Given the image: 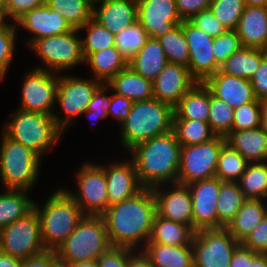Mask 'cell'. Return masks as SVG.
I'll return each mask as SVG.
<instances>
[{"label": "cell", "mask_w": 267, "mask_h": 267, "mask_svg": "<svg viewBox=\"0 0 267 267\" xmlns=\"http://www.w3.org/2000/svg\"><path fill=\"white\" fill-rule=\"evenodd\" d=\"M156 214V199L151 188H143L132 198L109 206L102 216L111 245L143 250L150 239Z\"/></svg>", "instance_id": "6da1fadb"}, {"label": "cell", "mask_w": 267, "mask_h": 267, "mask_svg": "<svg viewBox=\"0 0 267 267\" xmlns=\"http://www.w3.org/2000/svg\"><path fill=\"white\" fill-rule=\"evenodd\" d=\"M129 151L143 188L177 183L181 145L173 131L138 143Z\"/></svg>", "instance_id": "7a4b0ae2"}, {"label": "cell", "mask_w": 267, "mask_h": 267, "mask_svg": "<svg viewBox=\"0 0 267 267\" xmlns=\"http://www.w3.org/2000/svg\"><path fill=\"white\" fill-rule=\"evenodd\" d=\"M44 205L34 203L46 251H57L85 216L80 206L63 188L53 192Z\"/></svg>", "instance_id": "3957f363"}, {"label": "cell", "mask_w": 267, "mask_h": 267, "mask_svg": "<svg viewBox=\"0 0 267 267\" xmlns=\"http://www.w3.org/2000/svg\"><path fill=\"white\" fill-rule=\"evenodd\" d=\"M174 107L156 98L133 103L128 117L120 124L121 145L129 150L143 141L172 131Z\"/></svg>", "instance_id": "277c9868"}, {"label": "cell", "mask_w": 267, "mask_h": 267, "mask_svg": "<svg viewBox=\"0 0 267 267\" xmlns=\"http://www.w3.org/2000/svg\"><path fill=\"white\" fill-rule=\"evenodd\" d=\"M2 131L12 140L30 148L41 158L55 148L64 132L58 127L53 115L16 109L9 115Z\"/></svg>", "instance_id": "5b68a950"}, {"label": "cell", "mask_w": 267, "mask_h": 267, "mask_svg": "<svg viewBox=\"0 0 267 267\" xmlns=\"http://www.w3.org/2000/svg\"><path fill=\"white\" fill-rule=\"evenodd\" d=\"M111 246L103 216L85 215L57 249L56 256L65 264L97 260Z\"/></svg>", "instance_id": "8992f818"}, {"label": "cell", "mask_w": 267, "mask_h": 267, "mask_svg": "<svg viewBox=\"0 0 267 267\" xmlns=\"http://www.w3.org/2000/svg\"><path fill=\"white\" fill-rule=\"evenodd\" d=\"M1 134L0 179L3 188L30 191L37 184L43 158L3 132Z\"/></svg>", "instance_id": "52a82bcc"}, {"label": "cell", "mask_w": 267, "mask_h": 267, "mask_svg": "<svg viewBox=\"0 0 267 267\" xmlns=\"http://www.w3.org/2000/svg\"><path fill=\"white\" fill-rule=\"evenodd\" d=\"M79 32L74 28L65 34L47 36L34 41L29 49L44 64L42 67L38 65L35 69L66 73L79 64L84 65Z\"/></svg>", "instance_id": "ba28073f"}, {"label": "cell", "mask_w": 267, "mask_h": 267, "mask_svg": "<svg viewBox=\"0 0 267 267\" xmlns=\"http://www.w3.org/2000/svg\"><path fill=\"white\" fill-rule=\"evenodd\" d=\"M102 84L94 78L85 79L59 73L56 104L61 107L60 113L64 112L65 117L60 116L58 111L53 113V117L63 132L76 122L73 119L82 116L87 110L93 94Z\"/></svg>", "instance_id": "9c48e42d"}, {"label": "cell", "mask_w": 267, "mask_h": 267, "mask_svg": "<svg viewBox=\"0 0 267 267\" xmlns=\"http://www.w3.org/2000/svg\"><path fill=\"white\" fill-rule=\"evenodd\" d=\"M0 250L22 260L46 251L35 209L0 230Z\"/></svg>", "instance_id": "30bf717a"}, {"label": "cell", "mask_w": 267, "mask_h": 267, "mask_svg": "<svg viewBox=\"0 0 267 267\" xmlns=\"http://www.w3.org/2000/svg\"><path fill=\"white\" fill-rule=\"evenodd\" d=\"M226 138L216 136L210 141L181 146L177 183L189 185L215 177L218 157Z\"/></svg>", "instance_id": "8fae6325"}, {"label": "cell", "mask_w": 267, "mask_h": 267, "mask_svg": "<svg viewBox=\"0 0 267 267\" xmlns=\"http://www.w3.org/2000/svg\"><path fill=\"white\" fill-rule=\"evenodd\" d=\"M240 245L226 228L196 231L192 240L194 267H230Z\"/></svg>", "instance_id": "7c38bea8"}, {"label": "cell", "mask_w": 267, "mask_h": 267, "mask_svg": "<svg viewBox=\"0 0 267 267\" xmlns=\"http://www.w3.org/2000/svg\"><path fill=\"white\" fill-rule=\"evenodd\" d=\"M77 193L65 189L85 215H102L109 207L105 170L100 164L85 162L76 174Z\"/></svg>", "instance_id": "4fadbf2b"}, {"label": "cell", "mask_w": 267, "mask_h": 267, "mask_svg": "<svg viewBox=\"0 0 267 267\" xmlns=\"http://www.w3.org/2000/svg\"><path fill=\"white\" fill-rule=\"evenodd\" d=\"M19 109L53 115L56 106V93L59 73L33 68L25 74Z\"/></svg>", "instance_id": "5bb4252c"}, {"label": "cell", "mask_w": 267, "mask_h": 267, "mask_svg": "<svg viewBox=\"0 0 267 267\" xmlns=\"http://www.w3.org/2000/svg\"><path fill=\"white\" fill-rule=\"evenodd\" d=\"M183 31L189 49L190 74L197 82L204 83L220 69L212 52L214 37L197 28L189 20L183 21Z\"/></svg>", "instance_id": "9a60e30c"}, {"label": "cell", "mask_w": 267, "mask_h": 267, "mask_svg": "<svg viewBox=\"0 0 267 267\" xmlns=\"http://www.w3.org/2000/svg\"><path fill=\"white\" fill-rule=\"evenodd\" d=\"M222 181L217 177L188 185L192 196L193 229H218L217 200Z\"/></svg>", "instance_id": "2e32d148"}, {"label": "cell", "mask_w": 267, "mask_h": 267, "mask_svg": "<svg viewBox=\"0 0 267 267\" xmlns=\"http://www.w3.org/2000/svg\"><path fill=\"white\" fill-rule=\"evenodd\" d=\"M137 19L149 38L158 39L182 23L176 0H137Z\"/></svg>", "instance_id": "e0dca14e"}, {"label": "cell", "mask_w": 267, "mask_h": 267, "mask_svg": "<svg viewBox=\"0 0 267 267\" xmlns=\"http://www.w3.org/2000/svg\"><path fill=\"white\" fill-rule=\"evenodd\" d=\"M152 188L156 199L157 214L167 220L193 228L192 196L188 185L173 183ZM162 187V188H161ZM169 187L170 189L167 190Z\"/></svg>", "instance_id": "ac0fdd59"}, {"label": "cell", "mask_w": 267, "mask_h": 267, "mask_svg": "<svg viewBox=\"0 0 267 267\" xmlns=\"http://www.w3.org/2000/svg\"><path fill=\"white\" fill-rule=\"evenodd\" d=\"M113 161L100 165L105 170L109 206L132 198L143 189L131 159Z\"/></svg>", "instance_id": "d6986e66"}, {"label": "cell", "mask_w": 267, "mask_h": 267, "mask_svg": "<svg viewBox=\"0 0 267 267\" xmlns=\"http://www.w3.org/2000/svg\"><path fill=\"white\" fill-rule=\"evenodd\" d=\"M15 23L16 27L32 35L25 41L28 46L40 38L65 34L74 29L58 11L50 9L47 4L25 13Z\"/></svg>", "instance_id": "ffe728a7"}, {"label": "cell", "mask_w": 267, "mask_h": 267, "mask_svg": "<svg viewBox=\"0 0 267 267\" xmlns=\"http://www.w3.org/2000/svg\"><path fill=\"white\" fill-rule=\"evenodd\" d=\"M196 83L187 67L168 63L152 81L153 95L174 107Z\"/></svg>", "instance_id": "44dd1931"}, {"label": "cell", "mask_w": 267, "mask_h": 267, "mask_svg": "<svg viewBox=\"0 0 267 267\" xmlns=\"http://www.w3.org/2000/svg\"><path fill=\"white\" fill-rule=\"evenodd\" d=\"M204 84L215 97L223 100L233 109L258 100L253 93L250 79L231 76L220 70L210 76Z\"/></svg>", "instance_id": "7402d4cb"}, {"label": "cell", "mask_w": 267, "mask_h": 267, "mask_svg": "<svg viewBox=\"0 0 267 267\" xmlns=\"http://www.w3.org/2000/svg\"><path fill=\"white\" fill-rule=\"evenodd\" d=\"M137 15V0H101L93 6V18L114 35L138 21Z\"/></svg>", "instance_id": "603a6c76"}, {"label": "cell", "mask_w": 267, "mask_h": 267, "mask_svg": "<svg viewBox=\"0 0 267 267\" xmlns=\"http://www.w3.org/2000/svg\"><path fill=\"white\" fill-rule=\"evenodd\" d=\"M226 143L237 150L248 163L267 162V130L262 125L254 129L231 131Z\"/></svg>", "instance_id": "cb8c5ba5"}, {"label": "cell", "mask_w": 267, "mask_h": 267, "mask_svg": "<svg viewBox=\"0 0 267 267\" xmlns=\"http://www.w3.org/2000/svg\"><path fill=\"white\" fill-rule=\"evenodd\" d=\"M236 31L243 47L265 50L267 7L245 6Z\"/></svg>", "instance_id": "d4e9b609"}, {"label": "cell", "mask_w": 267, "mask_h": 267, "mask_svg": "<svg viewBox=\"0 0 267 267\" xmlns=\"http://www.w3.org/2000/svg\"><path fill=\"white\" fill-rule=\"evenodd\" d=\"M106 85L112 92L129 98L133 102L154 98L152 81L138 74L129 65L112 77Z\"/></svg>", "instance_id": "484cf974"}, {"label": "cell", "mask_w": 267, "mask_h": 267, "mask_svg": "<svg viewBox=\"0 0 267 267\" xmlns=\"http://www.w3.org/2000/svg\"><path fill=\"white\" fill-rule=\"evenodd\" d=\"M210 89L197 82L174 106L173 119H190L208 122Z\"/></svg>", "instance_id": "4316f807"}, {"label": "cell", "mask_w": 267, "mask_h": 267, "mask_svg": "<svg viewBox=\"0 0 267 267\" xmlns=\"http://www.w3.org/2000/svg\"><path fill=\"white\" fill-rule=\"evenodd\" d=\"M153 267H194L192 245L146 243L142 250Z\"/></svg>", "instance_id": "83f0119b"}, {"label": "cell", "mask_w": 267, "mask_h": 267, "mask_svg": "<svg viewBox=\"0 0 267 267\" xmlns=\"http://www.w3.org/2000/svg\"><path fill=\"white\" fill-rule=\"evenodd\" d=\"M246 199L226 229L240 243L255 229L267 214V202Z\"/></svg>", "instance_id": "f1b7e54d"}, {"label": "cell", "mask_w": 267, "mask_h": 267, "mask_svg": "<svg viewBox=\"0 0 267 267\" xmlns=\"http://www.w3.org/2000/svg\"><path fill=\"white\" fill-rule=\"evenodd\" d=\"M85 64L91 68L94 79L106 84L126 68L129 62L115 46H112L89 54L84 59Z\"/></svg>", "instance_id": "f546056e"}, {"label": "cell", "mask_w": 267, "mask_h": 267, "mask_svg": "<svg viewBox=\"0 0 267 267\" xmlns=\"http://www.w3.org/2000/svg\"><path fill=\"white\" fill-rule=\"evenodd\" d=\"M168 64L165 52L157 39L149 38L145 45L129 61L138 74L153 81Z\"/></svg>", "instance_id": "4dcf8cb0"}, {"label": "cell", "mask_w": 267, "mask_h": 267, "mask_svg": "<svg viewBox=\"0 0 267 267\" xmlns=\"http://www.w3.org/2000/svg\"><path fill=\"white\" fill-rule=\"evenodd\" d=\"M195 232L191 226L167 220L156 214L152 233L147 243H160L171 246L192 245Z\"/></svg>", "instance_id": "1f68e13d"}, {"label": "cell", "mask_w": 267, "mask_h": 267, "mask_svg": "<svg viewBox=\"0 0 267 267\" xmlns=\"http://www.w3.org/2000/svg\"><path fill=\"white\" fill-rule=\"evenodd\" d=\"M26 189H4L0 193V230L26 216L34 209V203Z\"/></svg>", "instance_id": "d6a6232c"}, {"label": "cell", "mask_w": 267, "mask_h": 267, "mask_svg": "<svg viewBox=\"0 0 267 267\" xmlns=\"http://www.w3.org/2000/svg\"><path fill=\"white\" fill-rule=\"evenodd\" d=\"M266 56L267 52L264 49L242 47L233 53L219 70L231 76L250 79Z\"/></svg>", "instance_id": "836d02e7"}, {"label": "cell", "mask_w": 267, "mask_h": 267, "mask_svg": "<svg viewBox=\"0 0 267 267\" xmlns=\"http://www.w3.org/2000/svg\"><path fill=\"white\" fill-rule=\"evenodd\" d=\"M245 200L237 182H222L217 200L218 229L228 226Z\"/></svg>", "instance_id": "e575fe53"}, {"label": "cell", "mask_w": 267, "mask_h": 267, "mask_svg": "<svg viewBox=\"0 0 267 267\" xmlns=\"http://www.w3.org/2000/svg\"><path fill=\"white\" fill-rule=\"evenodd\" d=\"M237 183L246 199L267 201V162L248 163Z\"/></svg>", "instance_id": "d590c367"}, {"label": "cell", "mask_w": 267, "mask_h": 267, "mask_svg": "<svg viewBox=\"0 0 267 267\" xmlns=\"http://www.w3.org/2000/svg\"><path fill=\"white\" fill-rule=\"evenodd\" d=\"M172 131L181 146L204 143L217 136L208 122L190 119H173Z\"/></svg>", "instance_id": "8d00e7d4"}, {"label": "cell", "mask_w": 267, "mask_h": 267, "mask_svg": "<svg viewBox=\"0 0 267 267\" xmlns=\"http://www.w3.org/2000/svg\"><path fill=\"white\" fill-rule=\"evenodd\" d=\"M46 4L58 11L75 29L81 28L93 17V5L87 0H46Z\"/></svg>", "instance_id": "74e56055"}, {"label": "cell", "mask_w": 267, "mask_h": 267, "mask_svg": "<svg viewBox=\"0 0 267 267\" xmlns=\"http://www.w3.org/2000/svg\"><path fill=\"white\" fill-rule=\"evenodd\" d=\"M247 160L225 143L219 153L215 177L222 182H237L245 172Z\"/></svg>", "instance_id": "f35d334b"}, {"label": "cell", "mask_w": 267, "mask_h": 267, "mask_svg": "<svg viewBox=\"0 0 267 267\" xmlns=\"http://www.w3.org/2000/svg\"><path fill=\"white\" fill-rule=\"evenodd\" d=\"M157 40L165 52L168 63L179 64L188 68L189 49L183 31V21Z\"/></svg>", "instance_id": "ab89813d"}, {"label": "cell", "mask_w": 267, "mask_h": 267, "mask_svg": "<svg viewBox=\"0 0 267 267\" xmlns=\"http://www.w3.org/2000/svg\"><path fill=\"white\" fill-rule=\"evenodd\" d=\"M78 30L86 32L85 37L81 38L84 59L91 53L115 46V35L93 17Z\"/></svg>", "instance_id": "60d3db41"}, {"label": "cell", "mask_w": 267, "mask_h": 267, "mask_svg": "<svg viewBox=\"0 0 267 267\" xmlns=\"http://www.w3.org/2000/svg\"><path fill=\"white\" fill-rule=\"evenodd\" d=\"M148 39L149 35L141 27L140 23L136 21L115 35V47L129 62Z\"/></svg>", "instance_id": "b9f144b4"}, {"label": "cell", "mask_w": 267, "mask_h": 267, "mask_svg": "<svg viewBox=\"0 0 267 267\" xmlns=\"http://www.w3.org/2000/svg\"><path fill=\"white\" fill-rule=\"evenodd\" d=\"M234 109L210 91L208 123L217 136L226 137L233 126Z\"/></svg>", "instance_id": "7bdbcfd3"}, {"label": "cell", "mask_w": 267, "mask_h": 267, "mask_svg": "<svg viewBox=\"0 0 267 267\" xmlns=\"http://www.w3.org/2000/svg\"><path fill=\"white\" fill-rule=\"evenodd\" d=\"M209 9L226 30H236L245 3L244 0H211Z\"/></svg>", "instance_id": "ee69618b"}, {"label": "cell", "mask_w": 267, "mask_h": 267, "mask_svg": "<svg viewBox=\"0 0 267 267\" xmlns=\"http://www.w3.org/2000/svg\"><path fill=\"white\" fill-rule=\"evenodd\" d=\"M18 29L16 23L10 21L0 28V81L5 79L13 60Z\"/></svg>", "instance_id": "f6af8a7d"}, {"label": "cell", "mask_w": 267, "mask_h": 267, "mask_svg": "<svg viewBox=\"0 0 267 267\" xmlns=\"http://www.w3.org/2000/svg\"><path fill=\"white\" fill-rule=\"evenodd\" d=\"M261 100L243 104L234 109L232 131L254 129L262 126Z\"/></svg>", "instance_id": "bcb514c9"}, {"label": "cell", "mask_w": 267, "mask_h": 267, "mask_svg": "<svg viewBox=\"0 0 267 267\" xmlns=\"http://www.w3.org/2000/svg\"><path fill=\"white\" fill-rule=\"evenodd\" d=\"M236 30H227L225 33L214 37L212 52L215 62L221 66L233 53L242 48Z\"/></svg>", "instance_id": "7dc6e473"}, {"label": "cell", "mask_w": 267, "mask_h": 267, "mask_svg": "<svg viewBox=\"0 0 267 267\" xmlns=\"http://www.w3.org/2000/svg\"><path fill=\"white\" fill-rule=\"evenodd\" d=\"M107 90H109V87L106 84H102L93 94L87 110L82 115H86L92 122L94 120V122L96 121L97 123L101 119L108 118L110 95L106 94Z\"/></svg>", "instance_id": "c3c4849f"}, {"label": "cell", "mask_w": 267, "mask_h": 267, "mask_svg": "<svg viewBox=\"0 0 267 267\" xmlns=\"http://www.w3.org/2000/svg\"><path fill=\"white\" fill-rule=\"evenodd\" d=\"M189 21L212 37H218L227 31L210 9L196 13Z\"/></svg>", "instance_id": "681fc988"}, {"label": "cell", "mask_w": 267, "mask_h": 267, "mask_svg": "<svg viewBox=\"0 0 267 267\" xmlns=\"http://www.w3.org/2000/svg\"><path fill=\"white\" fill-rule=\"evenodd\" d=\"M241 245L259 254H267V214L241 242Z\"/></svg>", "instance_id": "f907efd6"}, {"label": "cell", "mask_w": 267, "mask_h": 267, "mask_svg": "<svg viewBox=\"0 0 267 267\" xmlns=\"http://www.w3.org/2000/svg\"><path fill=\"white\" fill-rule=\"evenodd\" d=\"M134 250L111 246L97 260L98 267H127L128 256Z\"/></svg>", "instance_id": "816d5d0a"}, {"label": "cell", "mask_w": 267, "mask_h": 267, "mask_svg": "<svg viewBox=\"0 0 267 267\" xmlns=\"http://www.w3.org/2000/svg\"><path fill=\"white\" fill-rule=\"evenodd\" d=\"M46 4V0H8L5 8L7 18L16 22L25 13Z\"/></svg>", "instance_id": "f5cc1de1"}, {"label": "cell", "mask_w": 267, "mask_h": 267, "mask_svg": "<svg viewBox=\"0 0 267 267\" xmlns=\"http://www.w3.org/2000/svg\"><path fill=\"white\" fill-rule=\"evenodd\" d=\"M133 101L114 92L110 95V106L108 116L117 119L119 125L128 117Z\"/></svg>", "instance_id": "db71d44e"}, {"label": "cell", "mask_w": 267, "mask_h": 267, "mask_svg": "<svg viewBox=\"0 0 267 267\" xmlns=\"http://www.w3.org/2000/svg\"><path fill=\"white\" fill-rule=\"evenodd\" d=\"M253 93L258 100L267 99V56L262 60L256 73L250 78Z\"/></svg>", "instance_id": "11a10c76"}, {"label": "cell", "mask_w": 267, "mask_h": 267, "mask_svg": "<svg viewBox=\"0 0 267 267\" xmlns=\"http://www.w3.org/2000/svg\"><path fill=\"white\" fill-rule=\"evenodd\" d=\"M211 0H176L177 10L181 19L189 20L196 13L209 9Z\"/></svg>", "instance_id": "9f6ffc18"}, {"label": "cell", "mask_w": 267, "mask_h": 267, "mask_svg": "<svg viewBox=\"0 0 267 267\" xmlns=\"http://www.w3.org/2000/svg\"><path fill=\"white\" fill-rule=\"evenodd\" d=\"M56 261L55 251H45L40 255L24 259L22 267H52Z\"/></svg>", "instance_id": "6f0895ef"}, {"label": "cell", "mask_w": 267, "mask_h": 267, "mask_svg": "<svg viewBox=\"0 0 267 267\" xmlns=\"http://www.w3.org/2000/svg\"><path fill=\"white\" fill-rule=\"evenodd\" d=\"M127 267H153L147 255L141 250H134L128 256Z\"/></svg>", "instance_id": "680465c9"}, {"label": "cell", "mask_w": 267, "mask_h": 267, "mask_svg": "<svg viewBox=\"0 0 267 267\" xmlns=\"http://www.w3.org/2000/svg\"><path fill=\"white\" fill-rule=\"evenodd\" d=\"M230 267H248V249L240 245L234 252Z\"/></svg>", "instance_id": "91938a15"}, {"label": "cell", "mask_w": 267, "mask_h": 267, "mask_svg": "<svg viewBox=\"0 0 267 267\" xmlns=\"http://www.w3.org/2000/svg\"><path fill=\"white\" fill-rule=\"evenodd\" d=\"M248 267H267V254H259L248 249Z\"/></svg>", "instance_id": "94428289"}, {"label": "cell", "mask_w": 267, "mask_h": 267, "mask_svg": "<svg viewBox=\"0 0 267 267\" xmlns=\"http://www.w3.org/2000/svg\"><path fill=\"white\" fill-rule=\"evenodd\" d=\"M23 260L0 250V267H22Z\"/></svg>", "instance_id": "6125c7cd"}, {"label": "cell", "mask_w": 267, "mask_h": 267, "mask_svg": "<svg viewBox=\"0 0 267 267\" xmlns=\"http://www.w3.org/2000/svg\"><path fill=\"white\" fill-rule=\"evenodd\" d=\"M69 267H98L96 260L79 261L72 264H67Z\"/></svg>", "instance_id": "be15d7a7"}, {"label": "cell", "mask_w": 267, "mask_h": 267, "mask_svg": "<svg viewBox=\"0 0 267 267\" xmlns=\"http://www.w3.org/2000/svg\"><path fill=\"white\" fill-rule=\"evenodd\" d=\"M262 105V125L267 130V99L261 100Z\"/></svg>", "instance_id": "e7e4bbea"}, {"label": "cell", "mask_w": 267, "mask_h": 267, "mask_svg": "<svg viewBox=\"0 0 267 267\" xmlns=\"http://www.w3.org/2000/svg\"><path fill=\"white\" fill-rule=\"evenodd\" d=\"M245 6L267 7V0H244Z\"/></svg>", "instance_id": "03108f58"}, {"label": "cell", "mask_w": 267, "mask_h": 267, "mask_svg": "<svg viewBox=\"0 0 267 267\" xmlns=\"http://www.w3.org/2000/svg\"><path fill=\"white\" fill-rule=\"evenodd\" d=\"M8 23V18L5 14V9L0 7V28L4 27Z\"/></svg>", "instance_id": "003e7915"}, {"label": "cell", "mask_w": 267, "mask_h": 267, "mask_svg": "<svg viewBox=\"0 0 267 267\" xmlns=\"http://www.w3.org/2000/svg\"><path fill=\"white\" fill-rule=\"evenodd\" d=\"M52 267H69L67 264H65V263H62V262H60V261H56L53 265H52Z\"/></svg>", "instance_id": "a7ac6f4b"}, {"label": "cell", "mask_w": 267, "mask_h": 267, "mask_svg": "<svg viewBox=\"0 0 267 267\" xmlns=\"http://www.w3.org/2000/svg\"><path fill=\"white\" fill-rule=\"evenodd\" d=\"M7 1L8 0H0V7L3 8V9H5L6 6H7Z\"/></svg>", "instance_id": "89a4df30"}, {"label": "cell", "mask_w": 267, "mask_h": 267, "mask_svg": "<svg viewBox=\"0 0 267 267\" xmlns=\"http://www.w3.org/2000/svg\"><path fill=\"white\" fill-rule=\"evenodd\" d=\"M90 4H92L93 6L96 5L98 2H100L101 0H87Z\"/></svg>", "instance_id": "2644e50d"}, {"label": "cell", "mask_w": 267, "mask_h": 267, "mask_svg": "<svg viewBox=\"0 0 267 267\" xmlns=\"http://www.w3.org/2000/svg\"><path fill=\"white\" fill-rule=\"evenodd\" d=\"M265 51L267 52V31H266V40H265Z\"/></svg>", "instance_id": "8c879c8a"}]
</instances>
